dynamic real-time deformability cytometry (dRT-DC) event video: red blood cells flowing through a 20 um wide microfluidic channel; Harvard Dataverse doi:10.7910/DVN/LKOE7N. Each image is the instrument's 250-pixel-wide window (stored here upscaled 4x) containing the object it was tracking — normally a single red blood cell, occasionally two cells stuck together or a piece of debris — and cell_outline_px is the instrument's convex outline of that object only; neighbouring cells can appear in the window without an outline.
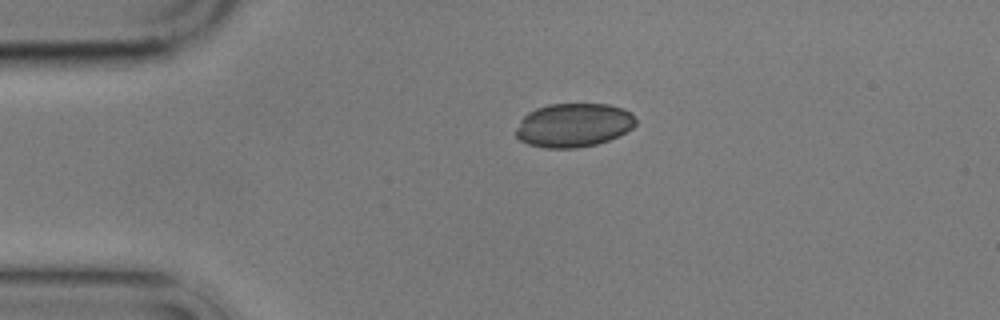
{"species": "common noctule bat (a hibernating species)", "species_latin": "Nyctalus noctula", "temperature_condition": "cold", "stored_images_in_passage": 2, "camera_frame_rate_fps": 3000, "um_per_image_px": 0.085, "animal": {"sex": "male", "body_mass_g": 17.9}, "frame": {"image": 1, "passage_image": 1, "time_ms": 0.0, "image_size_px": [1000, 320], "cell_outline_px": [[636, 124], [632, 128], [620, 136], [596, 144], [576, 148], [544, 148], [528, 144], [520, 140], [516, 136], [516, 128], [520, 120], [528, 112], [536, 108], [548, 104], [608, 104], [624, 108], [632, 112], [636, 120]], "centroid_in_image_um": [48.77, 10.63], "position_along_channel_um": 36.2, "area_um2": 30.87}}